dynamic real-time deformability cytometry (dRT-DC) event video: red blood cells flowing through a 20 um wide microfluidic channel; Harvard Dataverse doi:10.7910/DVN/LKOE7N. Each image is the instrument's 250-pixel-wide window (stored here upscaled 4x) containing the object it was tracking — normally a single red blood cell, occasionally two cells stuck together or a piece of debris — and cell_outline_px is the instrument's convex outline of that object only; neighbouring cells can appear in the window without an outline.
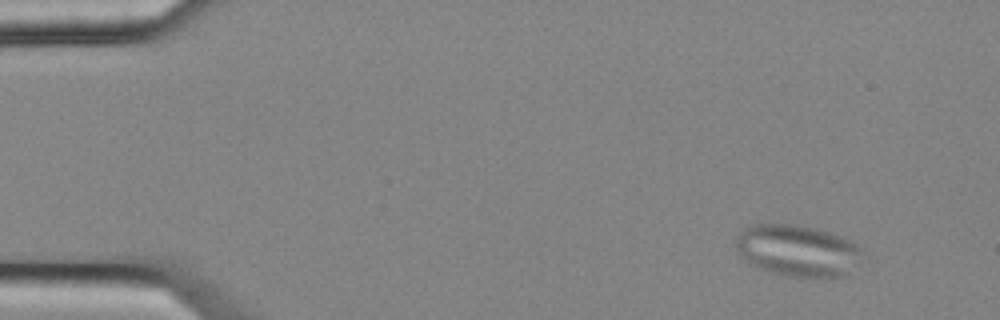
{"species": "common noctule bat (a hibernating species)", "species_latin": "Nyctalus noctula", "temperature_condition": "cold", "stored_images_in_passage": 11, "camera_frame_rate_fps": 3000, "um_per_image_px": 0.085, "animal": {"sex": "female", "body_mass_g": 25.1}, "frame": {"image": 1, "passage_image": 2, "time_ms": 0.333, "image_size_px": [1000, 320], "cell_outline_px": [[864, 252], [848, 272], [844, 276], [816, 280], [788, 276], [772, 272], [748, 264], [740, 256], [736, 248], [736, 236], [740, 232], [752, 224], [792, 224], [812, 228], [848, 240], [856, 244]], "centroid_in_image_um": [67.74, 21.34], "position_along_channel_um": 17.3, "area_um2": 38.03}}